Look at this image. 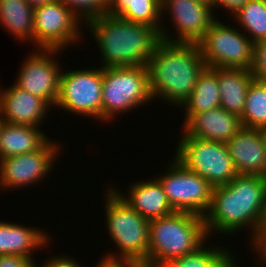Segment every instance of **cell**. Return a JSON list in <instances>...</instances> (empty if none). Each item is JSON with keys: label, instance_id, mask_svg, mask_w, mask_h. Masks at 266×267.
<instances>
[{"label": "cell", "instance_id": "1", "mask_svg": "<svg viewBox=\"0 0 266 267\" xmlns=\"http://www.w3.org/2000/svg\"><path fill=\"white\" fill-rule=\"evenodd\" d=\"M265 214L266 181L263 176L237 175L228 184L213 188L211 205L203 218L208 237L217 232L222 236L234 235L246 229L251 233L249 243L251 241L253 247L263 235Z\"/></svg>", "mask_w": 266, "mask_h": 267}, {"label": "cell", "instance_id": "2", "mask_svg": "<svg viewBox=\"0 0 266 267\" xmlns=\"http://www.w3.org/2000/svg\"><path fill=\"white\" fill-rule=\"evenodd\" d=\"M146 67L153 101L157 97L179 108L191 95L206 63L197 43L161 40Z\"/></svg>", "mask_w": 266, "mask_h": 267}, {"label": "cell", "instance_id": "3", "mask_svg": "<svg viewBox=\"0 0 266 267\" xmlns=\"http://www.w3.org/2000/svg\"><path fill=\"white\" fill-rule=\"evenodd\" d=\"M102 56V68L146 66L161 41L159 32L149 25L126 21L105 14L85 25Z\"/></svg>", "mask_w": 266, "mask_h": 267}, {"label": "cell", "instance_id": "4", "mask_svg": "<svg viewBox=\"0 0 266 267\" xmlns=\"http://www.w3.org/2000/svg\"><path fill=\"white\" fill-rule=\"evenodd\" d=\"M208 238L203 216L195 213L175 211L150 220L147 260L143 264L158 267L194 252Z\"/></svg>", "mask_w": 266, "mask_h": 267}, {"label": "cell", "instance_id": "5", "mask_svg": "<svg viewBox=\"0 0 266 267\" xmlns=\"http://www.w3.org/2000/svg\"><path fill=\"white\" fill-rule=\"evenodd\" d=\"M103 195L106 201L103 203L105 227L118 251L107 253L101 259L130 264L144 263L149 244V220L125 202L111 185Z\"/></svg>", "mask_w": 266, "mask_h": 267}, {"label": "cell", "instance_id": "6", "mask_svg": "<svg viewBox=\"0 0 266 267\" xmlns=\"http://www.w3.org/2000/svg\"><path fill=\"white\" fill-rule=\"evenodd\" d=\"M151 100L146 66L103 68L102 123H112Z\"/></svg>", "mask_w": 266, "mask_h": 267}, {"label": "cell", "instance_id": "7", "mask_svg": "<svg viewBox=\"0 0 266 267\" xmlns=\"http://www.w3.org/2000/svg\"><path fill=\"white\" fill-rule=\"evenodd\" d=\"M180 138L174 158L213 187L226 185L238 175L226 143L194 137Z\"/></svg>", "mask_w": 266, "mask_h": 267}, {"label": "cell", "instance_id": "8", "mask_svg": "<svg viewBox=\"0 0 266 267\" xmlns=\"http://www.w3.org/2000/svg\"><path fill=\"white\" fill-rule=\"evenodd\" d=\"M240 30L218 19L212 23L197 42L206 66L251 69L254 43Z\"/></svg>", "mask_w": 266, "mask_h": 267}, {"label": "cell", "instance_id": "9", "mask_svg": "<svg viewBox=\"0 0 266 267\" xmlns=\"http://www.w3.org/2000/svg\"><path fill=\"white\" fill-rule=\"evenodd\" d=\"M103 68L62 69L54 108L102 122Z\"/></svg>", "mask_w": 266, "mask_h": 267}, {"label": "cell", "instance_id": "10", "mask_svg": "<svg viewBox=\"0 0 266 267\" xmlns=\"http://www.w3.org/2000/svg\"><path fill=\"white\" fill-rule=\"evenodd\" d=\"M172 158L173 161L168 160L163 174L156 177L163 187L170 206L175 211L204 216L211 205L214 187L203 177L185 168L173 156Z\"/></svg>", "mask_w": 266, "mask_h": 267}, {"label": "cell", "instance_id": "11", "mask_svg": "<svg viewBox=\"0 0 266 267\" xmlns=\"http://www.w3.org/2000/svg\"><path fill=\"white\" fill-rule=\"evenodd\" d=\"M81 25L84 27L81 20L58 0L36 6L34 46L36 49H56L64 52L68 46H74L77 41H81Z\"/></svg>", "mask_w": 266, "mask_h": 267}, {"label": "cell", "instance_id": "12", "mask_svg": "<svg viewBox=\"0 0 266 267\" xmlns=\"http://www.w3.org/2000/svg\"><path fill=\"white\" fill-rule=\"evenodd\" d=\"M60 146L61 142L57 143L50 138L35 152L0 159V190L31 187L42 182L49 171L54 170L63 148Z\"/></svg>", "mask_w": 266, "mask_h": 267}, {"label": "cell", "instance_id": "13", "mask_svg": "<svg viewBox=\"0 0 266 267\" xmlns=\"http://www.w3.org/2000/svg\"><path fill=\"white\" fill-rule=\"evenodd\" d=\"M161 7L163 18L168 13L176 31L171 34L162 24L159 34L167 42L197 43L217 19L213 7L197 0H162Z\"/></svg>", "mask_w": 266, "mask_h": 267}, {"label": "cell", "instance_id": "14", "mask_svg": "<svg viewBox=\"0 0 266 267\" xmlns=\"http://www.w3.org/2000/svg\"><path fill=\"white\" fill-rule=\"evenodd\" d=\"M59 52L62 51L34 47L33 52L24 59L14 82L18 87L45 100L50 106H55L58 99L62 68L55 59H58L56 55Z\"/></svg>", "mask_w": 266, "mask_h": 267}, {"label": "cell", "instance_id": "15", "mask_svg": "<svg viewBox=\"0 0 266 267\" xmlns=\"http://www.w3.org/2000/svg\"><path fill=\"white\" fill-rule=\"evenodd\" d=\"M51 108L45 100L15 83L0 89V115L6 123L39 127L48 118Z\"/></svg>", "mask_w": 266, "mask_h": 267}, {"label": "cell", "instance_id": "16", "mask_svg": "<svg viewBox=\"0 0 266 267\" xmlns=\"http://www.w3.org/2000/svg\"><path fill=\"white\" fill-rule=\"evenodd\" d=\"M226 145L238 175L263 176L266 169V130L242 127Z\"/></svg>", "mask_w": 266, "mask_h": 267}, {"label": "cell", "instance_id": "17", "mask_svg": "<svg viewBox=\"0 0 266 267\" xmlns=\"http://www.w3.org/2000/svg\"><path fill=\"white\" fill-rule=\"evenodd\" d=\"M181 137L227 143L242 128L240 117L221 106L190 116L183 122Z\"/></svg>", "mask_w": 266, "mask_h": 267}, {"label": "cell", "instance_id": "18", "mask_svg": "<svg viewBox=\"0 0 266 267\" xmlns=\"http://www.w3.org/2000/svg\"><path fill=\"white\" fill-rule=\"evenodd\" d=\"M136 182L129 183L128 193L125 195L120 189L118 190V187H114V184L112 187L125 202L149 221L175 212L170 206L163 187L156 177L151 178V180Z\"/></svg>", "mask_w": 266, "mask_h": 267}, {"label": "cell", "instance_id": "19", "mask_svg": "<svg viewBox=\"0 0 266 267\" xmlns=\"http://www.w3.org/2000/svg\"><path fill=\"white\" fill-rule=\"evenodd\" d=\"M50 241L48 232L39 227L0 221V255L17 254L34 259L35 250L47 249Z\"/></svg>", "mask_w": 266, "mask_h": 267}, {"label": "cell", "instance_id": "20", "mask_svg": "<svg viewBox=\"0 0 266 267\" xmlns=\"http://www.w3.org/2000/svg\"><path fill=\"white\" fill-rule=\"evenodd\" d=\"M254 79L250 69L218 67L220 106L229 113L241 117L248 88Z\"/></svg>", "mask_w": 266, "mask_h": 267}, {"label": "cell", "instance_id": "21", "mask_svg": "<svg viewBox=\"0 0 266 267\" xmlns=\"http://www.w3.org/2000/svg\"><path fill=\"white\" fill-rule=\"evenodd\" d=\"M40 129L4 122L0 130V159L39 150L50 139Z\"/></svg>", "mask_w": 266, "mask_h": 267}, {"label": "cell", "instance_id": "22", "mask_svg": "<svg viewBox=\"0 0 266 267\" xmlns=\"http://www.w3.org/2000/svg\"><path fill=\"white\" fill-rule=\"evenodd\" d=\"M218 84V67L206 66L200 73L191 95L179 108L184 110V122L195 114L217 108L221 105Z\"/></svg>", "mask_w": 266, "mask_h": 267}, {"label": "cell", "instance_id": "23", "mask_svg": "<svg viewBox=\"0 0 266 267\" xmlns=\"http://www.w3.org/2000/svg\"><path fill=\"white\" fill-rule=\"evenodd\" d=\"M0 24L14 39L34 45V8L26 0H0Z\"/></svg>", "mask_w": 266, "mask_h": 267}, {"label": "cell", "instance_id": "24", "mask_svg": "<svg viewBox=\"0 0 266 267\" xmlns=\"http://www.w3.org/2000/svg\"><path fill=\"white\" fill-rule=\"evenodd\" d=\"M162 0H109L108 14L126 21L149 25L160 32L165 23L161 13ZM163 22V23H162Z\"/></svg>", "mask_w": 266, "mask_h": 267}, {"label": "cell", "instance_id": "25", "mask_svg": "<svg viewBox=\"0 0 266 267\" xmlns=\"http://www.w3.org/2000/svg\"><path fill=\"white\" fill-rule=\"evenodd\" d=\"M206 243L194 252L180 258L167 260L158 267H238L239 263H236L238 259L228 249L229 247L225 249L224 246L218 247L216 244L214 247L209 245L208 241Z\"/></svg>", "mask_w": 266, "mask_h": 267}, {"label": "cell", "instance_id": "26", "mask_svg": "<svg viewBox=\"0 0 266 267\" xmlns=\"http://www.w3.org/2000/svg\"><path fill=\"white\" fill-rule=\"evenodd\" d=\"M233 16L253 43L266 40V0H249Z\"/></svg>", "mask_w": 266, "mask_h": 267}, {"label": "cell", "instance_id": "27", "mask_svg": "<svg viewBox=\"0 0 266 267\" xmlns=\"http://www.w3.org/2000/svg\"><path fill=\"white\" fill-rule=\"evenodd\" d=\"M240 121L242 127L266 130V82H251Z\"/></svg>", "mask_w": 266, "mask_h": 267}, {"label": "cell", "instance_id": "28", "mask_svg": "<svg viewBox=\"0 0 266 267\" xmlns=\"http://www.w3.org/2000/svg\"><path fill=\"white\" fill-rule=\"evenodd\" d=\"M70 9L85 25L109 11V0H58Z\"/></svg>", "mask_w": 266, "mask_h": 267}, {"label": "cell", "instance_id": "29", "mask_svg": "<svg viewBox=\"0 0 266 267\" xmlns=\"http://www.w3.org/2000/svg\"><path fill=\"white\" fill-rule=\"evenodd\" d=\"M250 70L256 80L266 82V40L254 43Z\"/></svg>", "mask_w": 266, "mask_h": 267}, {"label": "cell", "instance_id": "30", "mask_svg": "<svg viewBox=\"0 0 266 267\" xmlns=\"http://www.w3.org/2000/svg\"><path fill=\"white\" fill-rule=\"evenodd\" d=\"M0 267H37L35 259L17 254L0 255Z\"/></svg>", "mask_w": 266, "mask_h": 267}, {"label": "cell", "instance_id": "31", "mask_svg": "<svg viewBox=\"0 0 266 267\" xmlns=\"http://www.w3.org/2000/svg\"><path fill=\"white\" fill-rule=\"evenodd\" d=\"M43 264L37 267H84L81 265L82 263L72 256H69L66 254L57 255V256H51V258L48 257V259H45V262L42 261Z\"/></svg>", "mask_w": 266, "mask_h": 267}, {"label": "cell", "instance_id": "32", "mask_svg": "<svg viewBox=\"0 0 266 267\" xmlns=\"http://www.w3.org/2000/svg\"><path fill=\"white\" fill-rule=\"evenodd\" d=\"M249 0H214V12L215 8L226 9L232 16L242 8Z\"/></svg>", "mask_w": 266, "mask_h": 267}, {"label": "cell", "instance_id": "33", "mask_svg": "<svg viewBox=\"0 0 266 267\" xmlns=\"http://www.w3.org/2000/svg\"><path fill=\"white\" fill-rule=\"evenodd\" d=\"M258 258L261 260V264H266V229L263 230L261 239L253 246Z\"/></svg>", "mask_w": 266, "mask_h": 267}, {"label": "cell", "instance_id": "34", "mask_svg": "<svg viewBox=\"0 0 266 267\" xmlns=\"http://www.w3.org/2000/svg\"><path fill=\"white\" fill-rule=\"evenodd\" d=\"M130 263L127 262H121V261H110L101 259L99 262L96 263V265L92 267H128Z\"/></svg>", "mask_w": 266, "mask_h": 267}, {"label": "cell", "instance_id": "35", "mask_svg": "<svg viewBox=\"0 0 266 267\" xmlns=\"http://www.w3.org/2000/svg\"><path fill=\"white\" fill-rule=\"evenodd\" d=\"M27 3L32 6L33 8L39 5H44L49 2H53L55 0H26Z\"/></svg>", "mask_w": 266, "mask_h": 267}, {"label": "cell", "instance_id": "36", "mask_svg": "<svg viewBox=\"0 0 266 267\" xmlns=\"http://www.w3.org/2000/svg\"><path fill=\"white\" fill-rule=\"evenodd\" d=\"M128 267H157V266H151V265H146L143 263H138V264H129Z\"/></svg>", "mask_w": 266, "mask_h": 267}, {"label": "cell", "instance_id": "37", "mask_svg": "<svg viewBox=\"0 0 266 267\" xmlns=\"http://www.w3.org/2000/svg\"><path fill=\"white\" fill-rule=\"evenodd\" d=\"M197 1L210 5L211 7H214V0H197Z\"/></svg>", "mask_w": 266, "mask_h": 267}, {"label": "cell", "instance_id": "38", "mask_svg": "<svg viewBox=\"0 0 266 267\" xmlns=\"http://www.w3.org/2000/svg\"><path fill=\"white\" fill-rule=\"evenodd\" d=\"M3 123H4V120L1 118V115H0V130H1L2 126H3Z\"/></svg>", "mask_w": 266, "mask_h": 267}, {"label": "cell", "instance_id": "39", "mask_svg": "<svg viewBox=\"0 0 266 267\" xmlns=\"http://www.w3.org/2000/svg\"><path fill=\"white\" fill-rule=\"evenodd\" d=\"M266 229V214H265V219H264V222H263V230Z\"/></svg>", "mask_w": 266, "mask_h": 267}, {"label": "cell", "instance_id": "40", "mask_svg": "<svg viewBox=\"0 0 266 267\" xmlns=\"http://www.w3.org/2000/svg\"><path fill=\"white\" fill-rule=\"evenodd\" d=\"M263 179L266 181V169H265L264 174H263Z\"/></svg>", "mask_w": 266, "mask_h": 267}]
</instances>
